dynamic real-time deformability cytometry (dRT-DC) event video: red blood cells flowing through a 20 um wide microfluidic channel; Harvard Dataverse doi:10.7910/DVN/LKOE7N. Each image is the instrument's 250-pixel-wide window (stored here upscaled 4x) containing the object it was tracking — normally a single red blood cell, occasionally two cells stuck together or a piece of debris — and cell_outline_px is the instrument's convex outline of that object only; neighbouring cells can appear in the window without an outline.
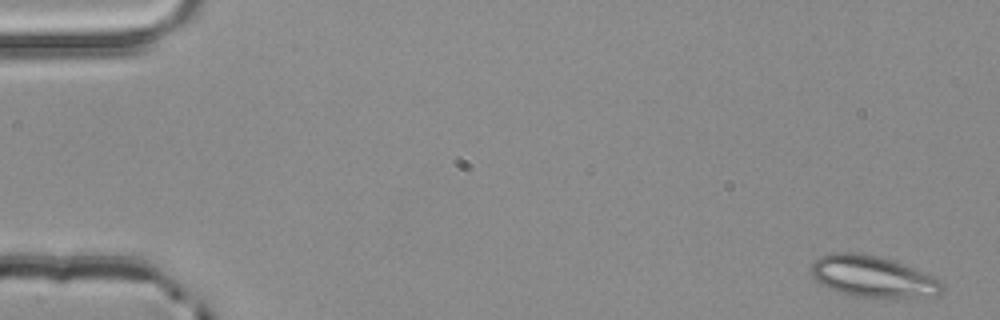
{"species": "common noctule bat (a hibernating species)", "species_latin": "Nyctalus noctula", "temperature_condition": "room temperature", "stored_images_in_passage": 4, "camera_frame_rate_fps": 3000, "um_per_image_px": 0.085, "animal": {"sex": "male", "body_mass_g": 20.4}, "frame": {"image": 1, "passage_image": 1, "time_ms": 0.0, "image_size_px": [1000, 320], "cell_outline_px": [[944, 288], [936, 296], [896, 300], [888, 300], [860, 296], [828, 288], [816, 280], [812, 276], [812, 264], [820, 256], [832, 252], [860, 252], [892, 260], [904, 264], [940, 280], [944, 284]], "centroid_in_image_um": [74.25, 23.54], "position_along_channel_um": 10.8, "area_um2": 31.96}}
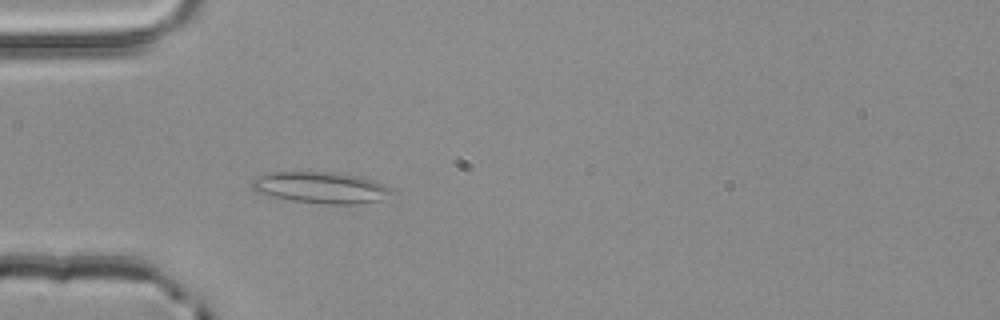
{"frame": {"image": 2, "passage_image": 4, "time_ms": 1.0, "image_size_px": [1000, 320], "cell_outline_px": [[392, 192], [380, 200], [360, 204], [328, 204], [292, 200], [272, 196], [256, 192], [252, 188], [252, 180], [260, 176], [272, 172], [332, 172], [360, 176], [372, 180], [392, 188]], "centroid_in_image_um": [27.28, 15.94], "position_along_channel_um": 57.7, "area_um2": 25.26}}